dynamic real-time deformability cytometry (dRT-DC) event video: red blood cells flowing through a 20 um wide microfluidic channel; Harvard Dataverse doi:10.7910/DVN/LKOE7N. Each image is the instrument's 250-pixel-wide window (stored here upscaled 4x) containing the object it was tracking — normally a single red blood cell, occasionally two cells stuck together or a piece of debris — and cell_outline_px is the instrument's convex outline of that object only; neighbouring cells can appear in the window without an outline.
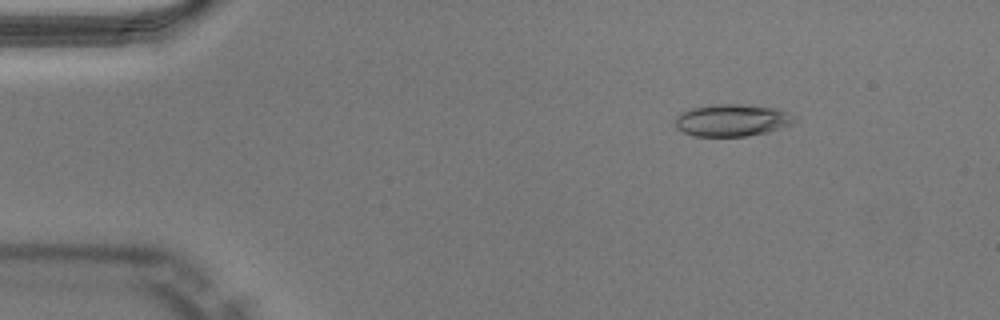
{"species": "Egyptian fruit bat (a non-hibernating species)", "species_latin": "Rousettus aegyptiacus", "temperature_condition": "warm", "stored_images_in_passage": 49, "camera_frame_rate_fps": 3000, "um_per_image_px": 0.085, "animal": {"sex": "male"}, "frame": {"image": 1, "passage_image": 6, "time_ms": 1.667, "image_size_px": [1000, 320], "cell_outline_px": [[792, 124], [768, 132], [748, 136], [692, 136], [676, 128], [676, 116], [680, 112], [692, 108], [712, 104], [740, 104], [776, 108], [784, 112], [792, 120]], "centroid_in_image_um": [62.13, 10.22], "position_along_channel_um": 22.9, "area_um2": 22.02}}
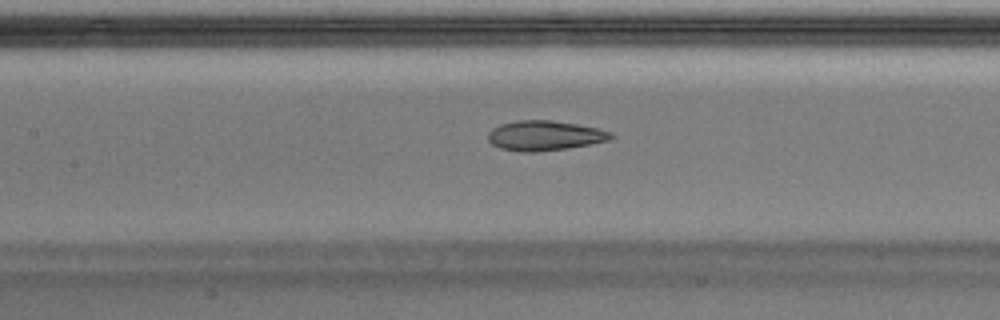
{"frame": {"image": 2, "passage_image": 22, "time_ms": 7.0, "image_size_px": [1000, 320], "cell_outline_px": [[616, 136], [608, 140], [568, 148], [536, 152], [520, 152], [500, 148], [492, 144], [488, 140], [488, 132], [492, 128], [500, 124], [516, 120], [552, 120], [576, 124], [596, 128], [612, 132]], "centroid_in_image_um": [46.27, 11.52], "position_along_channel_um": 161.1, "area_um2": 21.44}}
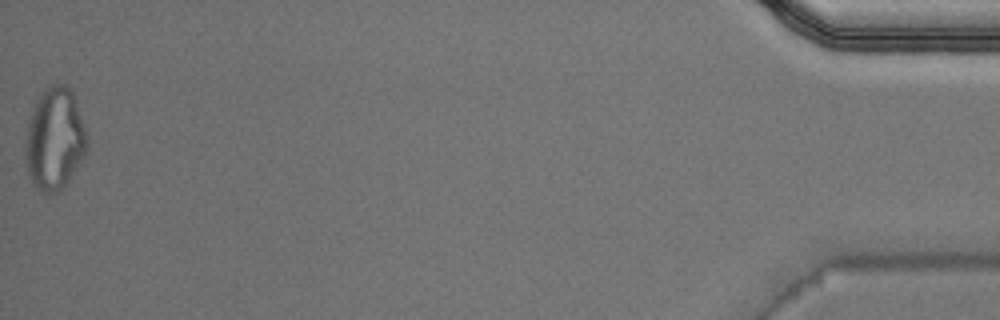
{"frame": {"image": 3, "passage_image": 49, "time_ms": 16.0, "image_size_px": [1000, 320], "cell_outline_px": [[88, 148], [76, 168], [68, 180], [56, 192], [44, 192], [36, 188], [28, 172], [24, 156], [24, 140], [32, 108], [36, 100], [52, 84], [64, 84], [72, 88], [88, 132]], "centroid_in_image_um": [4.66, 11.77], "position_along_channel_um": 430.5, "area_um2": 36.88}, "authors_computed_cell_mechanics": {"area_um2": 22.3108, "velocity_mm_per_s": 4.0585, "shape_relaxation_time_tau1_ms": null, "shape_relaxation_time_tau2_ms": 2.088, "deformation_change_tau1": null, "deformation_change_tau2": 0.0891}}